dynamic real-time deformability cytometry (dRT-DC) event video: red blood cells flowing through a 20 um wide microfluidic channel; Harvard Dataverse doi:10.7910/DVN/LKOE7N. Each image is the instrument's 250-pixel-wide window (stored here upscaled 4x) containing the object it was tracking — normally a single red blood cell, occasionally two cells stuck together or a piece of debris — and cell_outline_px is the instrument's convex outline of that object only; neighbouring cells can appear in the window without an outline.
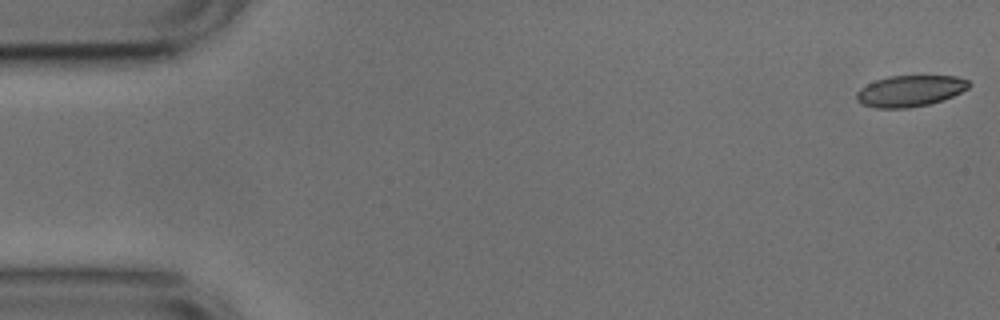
{"species": "common noctule bat (a hibernating species)", "species_latin": "Nyctalus noctula", "temperature_condition": "cold", "stored_images_in_passage": 8, "camera_frame_rate_fps": 3000, "um_per_image_px": 0.085, "animal": {"sex": "male", "body_mass_g": 17.9, "forearm_length_mm": 54.2}, "frame": {"image": 1, "passage_image": 1, "time_ms": 0.0, "image_size_px": [1000, 320], "cell_outline_px": [[972, 84], [968, 88], [944, 100], [928, 104], [908, 108], [876, 108], [864, 104], [856, 100], [856, 92], [860, 88], [876, 80], [888, 76], [956, 76], [968, 80]], "centroid_in_image_um": [77.36, 7.73], "position_along_channel_um": 7.6, "area_um2": 20.4}}